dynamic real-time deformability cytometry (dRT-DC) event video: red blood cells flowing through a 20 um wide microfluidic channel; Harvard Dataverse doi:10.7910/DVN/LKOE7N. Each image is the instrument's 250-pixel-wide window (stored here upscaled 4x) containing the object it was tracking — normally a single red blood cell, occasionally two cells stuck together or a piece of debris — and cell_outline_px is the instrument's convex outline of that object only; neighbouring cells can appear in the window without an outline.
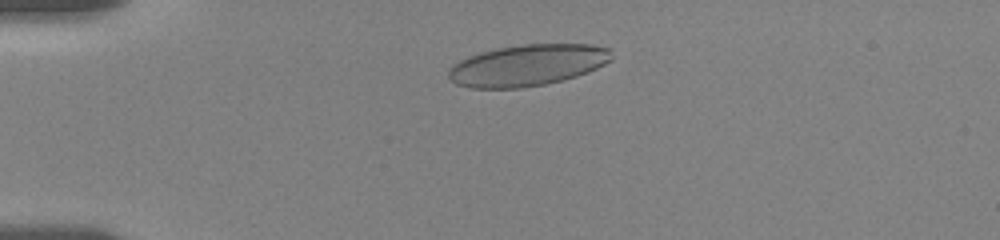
{"species": "human", "species_latin": "Homo sapiens", "temperature_condition": "room temperature", "stored_images_in_passage": 59, "camera_frame_rate_fps": 3000, "um_per_image_px": 0.085, "donor": {"sex": "female"}, "frame": {"image": 1, "passage_image": 10, "time_ms": 2.333, "image_size_px": [1000, 240], "cell_outline_px": [[612, 60], [588, 72], [576, 76], [544, 84], [520, 88], [472, 88], [456, 84], [448, 76], [448, 68], [452, 64], [468, 56], [480, 52], [500, 48], [524, 44], [592, 44], [612, 48]], "centroid_in_image_um": [44.85, 5.53], "position_along_channel_um": 40.2, "area_um2": 39.36}}
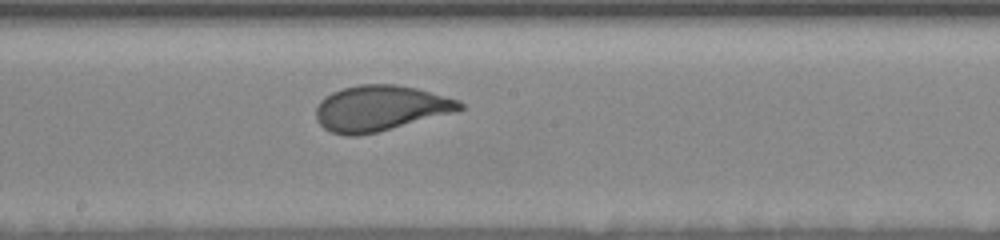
{"frame": {"image": 2, "passage_image": 28, "time_ms": 8.333, "image_size_px": [1000, 240], "cell_outline_px": [[464, 108], [456, 112], [376, 132], [356, 136], [344, 136], [332, 132], [324, 128], [316, 120], [316, 108], [320, 100], [324, 96], [332, 92], [344, 88], [360, 84], [396, 84], [416, 88], [460, 100], [464, 104]], "centroid_in_image_um": [32.32, 9.2], "position_along_channel_um": 215.9, "area_um2": 38.21}}
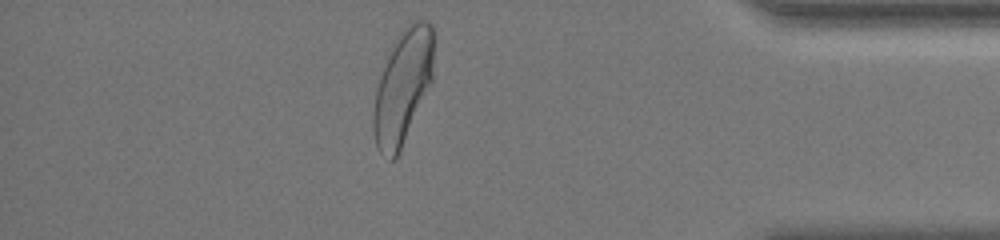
{"frame": {"image": 3, "passage_image": 48, "time_ms": 14.333, "image_size_px": [1000, 240], "cell_outline_px": [[436, 28], [432, 80], [400, 152], [392, 160], [388, 160], [376, 148], [372, 132], [372, 112], [376, 88], [392, 40], [412, 20], [428, 20]], "centroid_in_image_um": [34.24, 7.31], "position_along_channel_um": 401.0, "area_um2": 41.1}, "authors_computed_cell_mechanics": {"area_um2": 39.304, "velocity_mm_per_s": 3.5557, "shape_relaxation_time_tau1_ms": 2.5368, "shape_relaxation_time_tau2_ms": null, "deformation_change_tau1": 0.1415, "deformation_change_tau2": null}}